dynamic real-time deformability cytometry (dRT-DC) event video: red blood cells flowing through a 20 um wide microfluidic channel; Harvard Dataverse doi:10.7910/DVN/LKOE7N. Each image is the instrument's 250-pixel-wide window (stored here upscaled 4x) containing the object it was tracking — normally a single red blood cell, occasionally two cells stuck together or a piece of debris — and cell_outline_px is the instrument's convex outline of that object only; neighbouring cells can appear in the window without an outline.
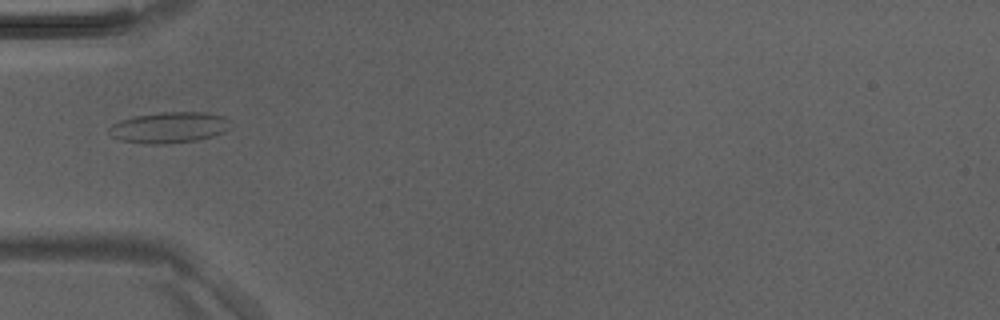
{"species": "Egyptian fruit bat (a non-hibernating species)", "species_latin": "Rousettus aegyptiacus", "temperature_condition": "room temperature", "stored_images_in_passage": 5, "camera_frame_rate_fps": 3000, "um_per_image_px": 0.085, "animal": {"sex": "male"}, "frame": {"image": 1, "passage_image": 4, "time_ms": 1.0, "image_size_px": [1000, 320], "cell_outline_px": [[228, 128], [224, 132], [212, 136], [196, 140], [164, 144], [148, 144], [120, 140], [112, 136], [108, 132], [108, 128], [112, 124], [120, 120], [132, 116], [160, 112], [204, 112], [224, 116], [228, 120]], "centroid_in_image_um": [14.33, 10.83], "position_along_channel_um": 70.7, "area_um2": 21.91}}